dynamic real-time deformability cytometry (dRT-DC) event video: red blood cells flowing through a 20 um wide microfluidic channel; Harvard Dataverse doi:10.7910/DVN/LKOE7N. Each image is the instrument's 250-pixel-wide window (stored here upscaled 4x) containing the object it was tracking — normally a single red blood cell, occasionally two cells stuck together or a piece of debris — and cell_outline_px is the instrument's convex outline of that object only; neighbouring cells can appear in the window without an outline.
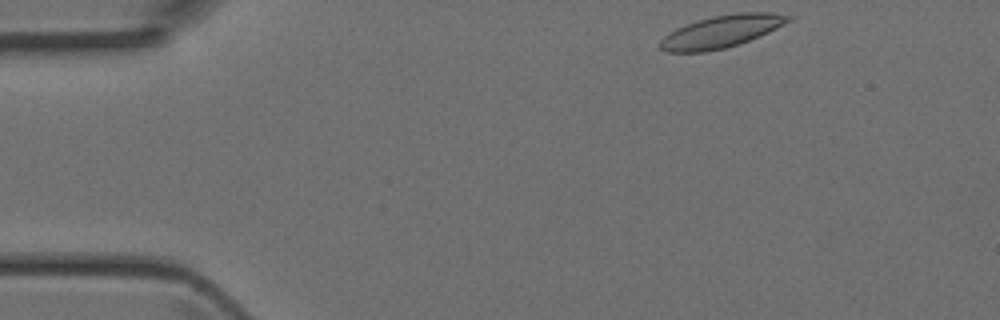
{"species": "Egyptian fruit bat (a non-hibernating species)", "species_latin": "Rousettus aegyptiacus", "temperature_condition": "room temperature", "stored_images_in_passage": 2, "camera_frame_rate_fps": 3000, "um_per_image_px": 0.085, "animal": {"sex": "female"}, "frame": {"image": 1, "passage_image": 1, "time_ms": 0.0, "image_size_px": [1000, 320], "cell_outline_px": [[796, 16], [792, 20], [760, 36], [724, 48], [704, 52], [668, 52], [660, 48], [660, 40], [664, 36], [676, 28], [696, 20], [712, 16], [736, 12], [772, 12]], "centroid_in_image_um": [61.35, 2.65], "position_along_channel_um": 23.7, "area_um2": 24.16}}